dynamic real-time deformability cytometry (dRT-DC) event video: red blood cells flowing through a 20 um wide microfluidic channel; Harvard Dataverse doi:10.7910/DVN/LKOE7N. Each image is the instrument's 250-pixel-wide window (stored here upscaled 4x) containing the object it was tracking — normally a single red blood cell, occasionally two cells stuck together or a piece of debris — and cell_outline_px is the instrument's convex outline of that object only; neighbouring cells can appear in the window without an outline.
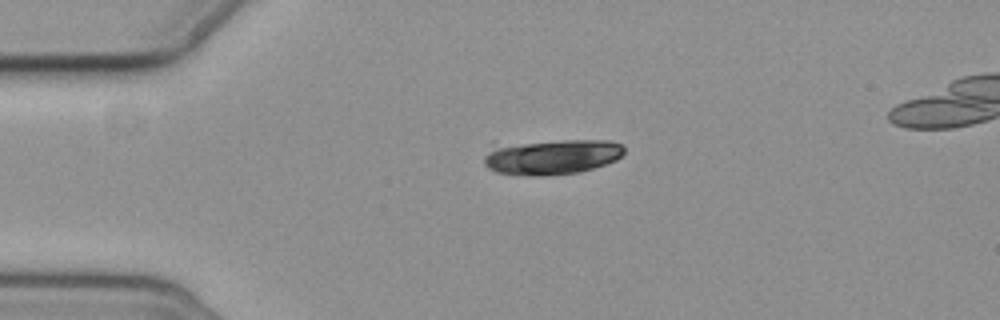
{"species": "common noctule bat (a hibernating species)", "species_latin": "Nyctalus noctula", "temperature_condition": "cold", "stored_images_in_passage": 3, "camera_frame_rate_fps": 3000, "um_per_image_px": 0.085, "animal": {"sex": "female", "body_mass_g": 19.3, "forearm_length_mm": 54.1}, "frame": {"image": 1, "passage_image": 1, "time_ms": 0.0, "image_size_px": [1000, 320], "cell_outline_px": [[624, 152], [616, 160], [580, 172], [548, 176], [524, 176], [496, 172], [488, 168], [484, 164], [484, 156], [488, 152], [500, 148], [524, 144], [564, 140], [608, 140], [624, 144]], "centroid_in_image_um": [47.01, 13.37], "position_along_channel_um": 38.0, "area_um2": 28.03}}